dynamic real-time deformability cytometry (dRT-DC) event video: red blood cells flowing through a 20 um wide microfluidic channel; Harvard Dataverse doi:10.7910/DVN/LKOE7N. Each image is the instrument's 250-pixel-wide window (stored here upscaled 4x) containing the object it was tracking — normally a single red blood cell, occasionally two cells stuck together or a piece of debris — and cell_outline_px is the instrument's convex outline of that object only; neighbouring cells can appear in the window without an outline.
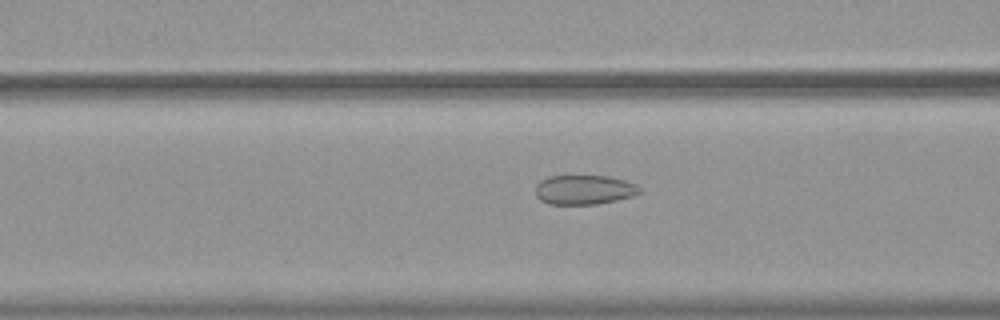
{"species": "common noctule bat (a hibernating species)", "species_latin": "Nyctalus noctula", "temperature_condition": "warm", "stored_images_in_passage": 55, "camera_frame_rate_fps": 3000, "um_per_image_px": 0.085, "animal": {"sex": "female", "body_mass_g": 19.9}, "frame": {"image": 1, "passage_image": 23, "time_ms": 7.333, "image_size_px": [1000, 320], "cell_outline_px": [[644, 192], [632, 196], [616, 200], [596, 204], [548, 204], [540, 200], [536, 196], [536, 184], [540, 180], [548, 176], [608, 176], [624, 180], [636, 184]], "centroid_in_image_um": [49.65, 16.13], "position_along_channel_um": 116.9, "area_um2": 17.98}}
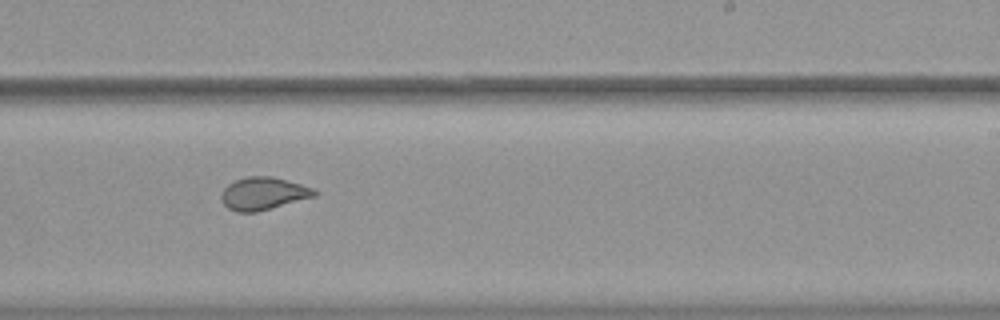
{"frame": {"image": 2, "passage_image": 35, "time_ms": 11.333, "image_size_px": [1000, 320], "cell_outline_px": [[320, 192], [316, 196], [256, 212], [236, 212], [228, 208], [224, 204], [220, 196], [224, 188], [228, 184], [236, 180], [248, 176], [272, 176], [316, 188]], "centroid_in_image_um": [22.42, 16.44], "position_along_channel_um": 266.6, "area_um2": 17.8}}
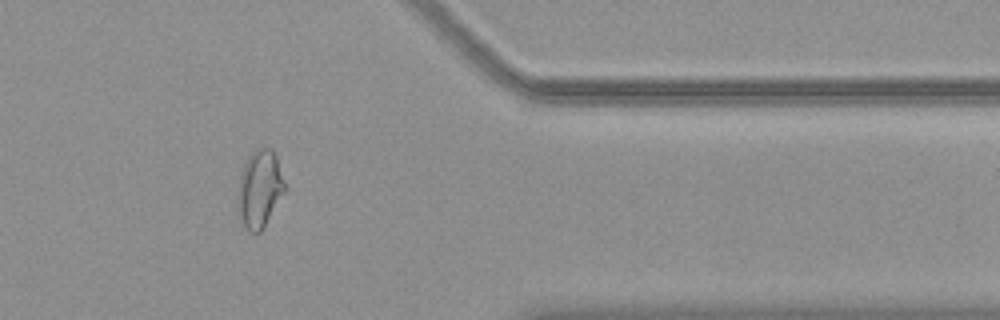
{"frame": {"image": 3, "passage_image": 46, "time_ms": 15.0, "image_size_px": [1000, 320], "cell_outline_px": [[288, 188], [260, 232], [256, 236], [248, 232], [240, 216], [236, 196], [240, 176], [244, 164], [248, 156], [252, 152], [260, 148], [272, 148], [276, 156]], "centroid_in_image_um": [22.09, 16.07], "position_along_channel_um": 389.3, "area_um2": 21.5}, "authors_computed_cell_mechanics": {"area_um2": 21.5016, "velocity_mm_per_s": 3.7513, "shape_relaxation_time_tau1_ms": null, "shape_relaxation_time_tau2_ms": 0.9603, "deformation_change_tau1": null, "deformation_change_tau2": 0.0597}}